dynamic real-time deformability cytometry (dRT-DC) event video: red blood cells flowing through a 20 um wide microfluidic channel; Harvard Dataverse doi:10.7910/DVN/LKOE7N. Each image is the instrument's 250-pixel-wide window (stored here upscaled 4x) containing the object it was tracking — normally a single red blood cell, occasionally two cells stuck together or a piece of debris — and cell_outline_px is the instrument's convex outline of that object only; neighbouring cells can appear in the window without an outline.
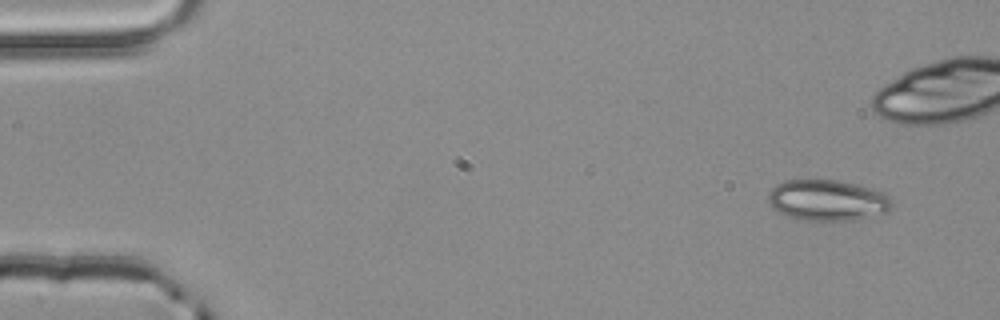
{"species": "common noctule bat (a hibernating species)", "species_latin": "Nyctalus noctula", "temperature_condition": "room temperature", "stored_images_in_passage": 4, "camera_frame_rate_fps": 3000, "um_per_image_px": 0.085, "animal": {"sex": "male", "body_mass_g": 20.4}, "frame": {"image": 1, "passage_image": 1, "time_ms": 0.0, "image_size_px": [1000, 320], "cell_outline_px": [[892, 208], [888, 212], [852, 220], [804, 220], [788, 216], [772, 208], [768, 200], [768, 192], [776, 184], [784, 180], [836, 180], [872, 188], [884, 192], [892, 200]], "centroid_in_image_um": [70.33, 17.01], "position_along_channel_um": 14.7, "area_um2": 29.48}}